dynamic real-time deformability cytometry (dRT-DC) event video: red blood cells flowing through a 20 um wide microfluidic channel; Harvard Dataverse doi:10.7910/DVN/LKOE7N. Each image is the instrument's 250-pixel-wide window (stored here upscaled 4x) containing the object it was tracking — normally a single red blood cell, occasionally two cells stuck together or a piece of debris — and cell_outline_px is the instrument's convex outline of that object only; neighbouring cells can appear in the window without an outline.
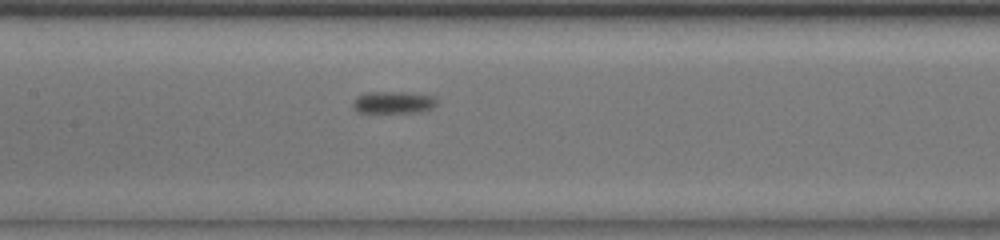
{"species": "common noctule bat (a hibernating species)", "species_latin": "Nyctalus noctula", "temperature_condition": "room temperature", "stored_images_in_passage": 38, "camera_frame_rate_fps": 3000, "um_per_image_px": 0.085, "animal": {"sex": "male", "body_mass_g": 13.0, "forearm_length_mm": 53.1}, "frame": {"image": 1, "passage_image": 12, "time_ms": 3.667, "image_size_px": [1000, 240], "cell_outline_px": [[436, 104], [432, 108], [420, 112], [360, 112], [352, 108], [352, 100], [356, 96], [368, 92], [404, 92], [436, 96]], "centroid_in_image_um": [33.41, 8.69], "position_along_channel_um": 174.0, "area_um2": 10.87}}
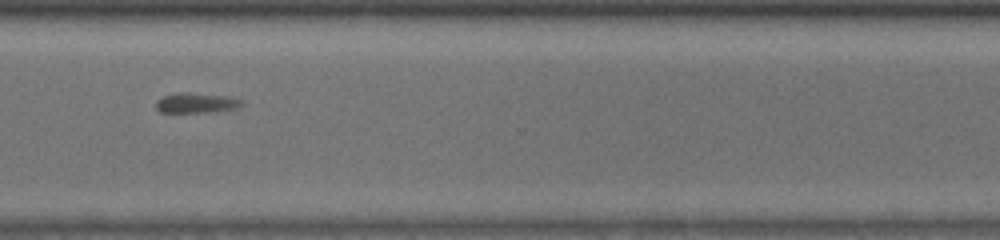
{"frame": {"image": 2, "passage_image": 26, "time_ms": 8.333, "image_size_px": [1000, 240], "cell_outline_px": [[244, 104], [236, 108], [208, 112], [160, 112], [156, 108], [156, 100], [164, 96], [180, 92], [188, 92], [228, 96], [244, 100]], "centroid_in_image_um": [16.7, 8.74], "position_along_channel_um": 353.9, "area_um2": 10.06}}
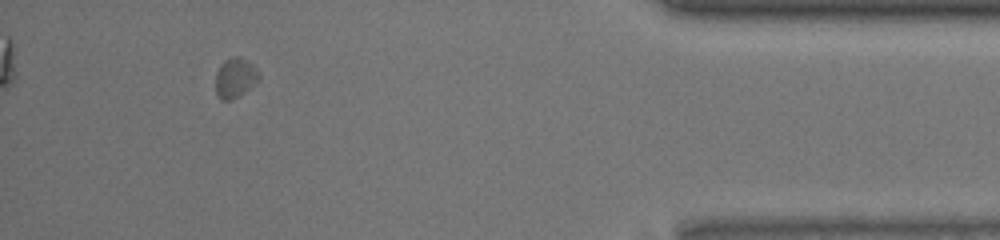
{"frame": {"image": 3, "passage_image": 34, "time_ms": 11.0, "image_size_px": [1000, 240], "cell_outline_px": [[260, 76], [240, 96], [232, 100], [220, 100], [216, 96], [216, 72], [220, 64], [224, 60], [232, 56], [240, 56], [248, 60], [260, 72]], "centroid_in_image_um": [19.96, 6.6], "position_along_channel_um": 415.2, "area_um2": 10.17}}